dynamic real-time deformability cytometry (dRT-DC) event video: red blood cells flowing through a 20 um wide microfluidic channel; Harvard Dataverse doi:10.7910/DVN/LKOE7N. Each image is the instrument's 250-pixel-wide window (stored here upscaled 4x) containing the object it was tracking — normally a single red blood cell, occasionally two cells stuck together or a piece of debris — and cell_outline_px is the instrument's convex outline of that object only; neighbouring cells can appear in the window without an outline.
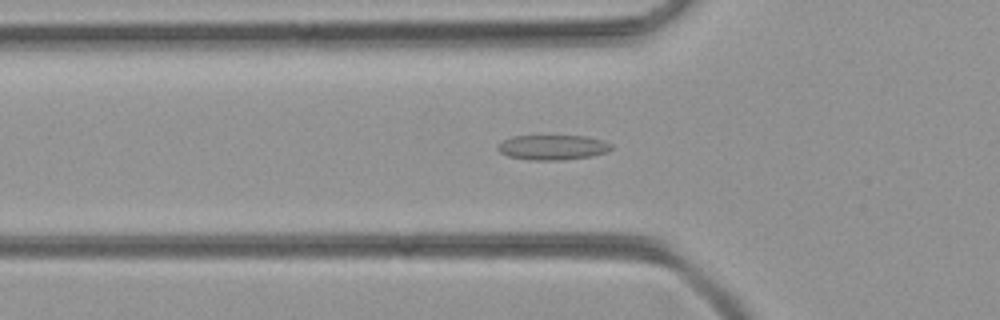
{"species": "common noctule bat (a hibernating species)", "species_latin": "Nyctalus noctula", "temperature_condition": "room temperature", "stored_images_in_passage": 43, "camera_frame_rate_fps": 3000, "um_per_image_px": 0.085, "animal": {"sex": "female", "body_mass_g": 21.9}, "frame": {"image": 1, "passage_image": 17, "time_ms": 5.333, "image_size_px": [1000, 320], "cell_outline_px": [[612, 148], [608, 152], [592, 156], [564, 160], [532, 160], [508, 156], [500, 152], [496, 148], [496, 144], [512, 136], [588, 136], [604, 140], [612, 144]], "centroid_in_image_um": [47.0, 12.52], "position_along_channel_um": 78.8, "area_um2": 16.7}}
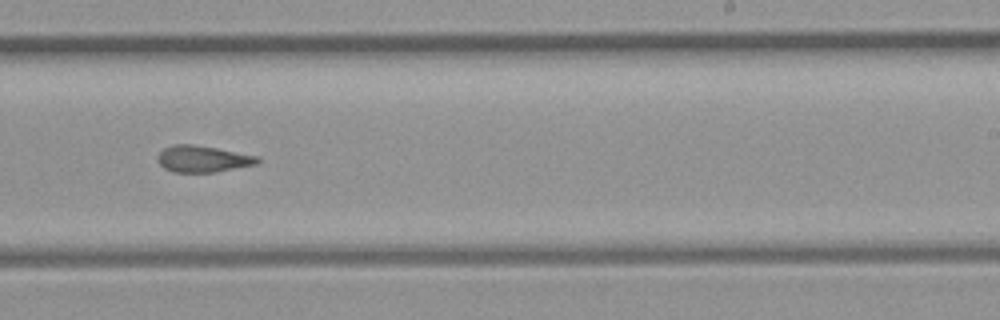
{"frame": {"image": 2, "passage_image": 31, "time_ms": 10.0, "image_size_px": [1000, 320], "cell_outline_px": [[260, 160], [256, 164], [216, 172], [172, 172], [164, 168], [156, 160], [156, 156], [164, 148], [172, 144], [192, 144], [216, 148], [260, 156]], "centroid_in_image_um": [17.21, 13.5], "position_along_channel_um": 271.8, "area_um2": 15.55}}
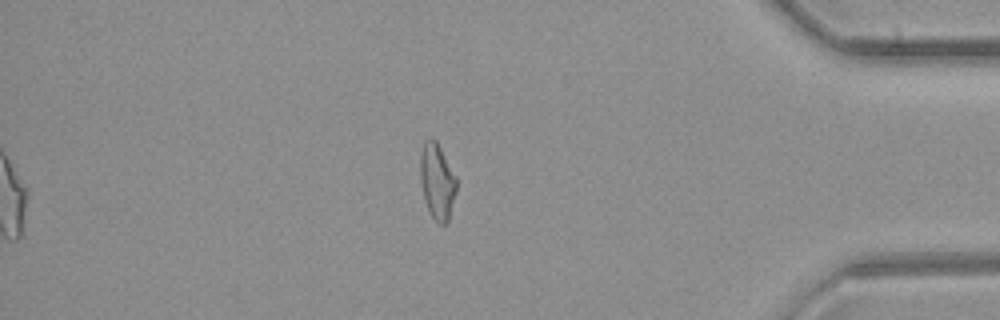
{"frame": {"image": 3, "passage_image": 43, "time_ms": 14.0, "image_size_px": [1000, 320], "cell_outline_px": [[456, 192], [448, 220], [444, 224], [440, 224], [428, 212], [424, 200], [420, 180], [420, 152], [424, 140], [428, 136], [436, 140], [456, 176]], "centroid_in_image_um": [37.13, 15.37], "position_along_channel_um": 398.1, "area_um2": 16.13}}